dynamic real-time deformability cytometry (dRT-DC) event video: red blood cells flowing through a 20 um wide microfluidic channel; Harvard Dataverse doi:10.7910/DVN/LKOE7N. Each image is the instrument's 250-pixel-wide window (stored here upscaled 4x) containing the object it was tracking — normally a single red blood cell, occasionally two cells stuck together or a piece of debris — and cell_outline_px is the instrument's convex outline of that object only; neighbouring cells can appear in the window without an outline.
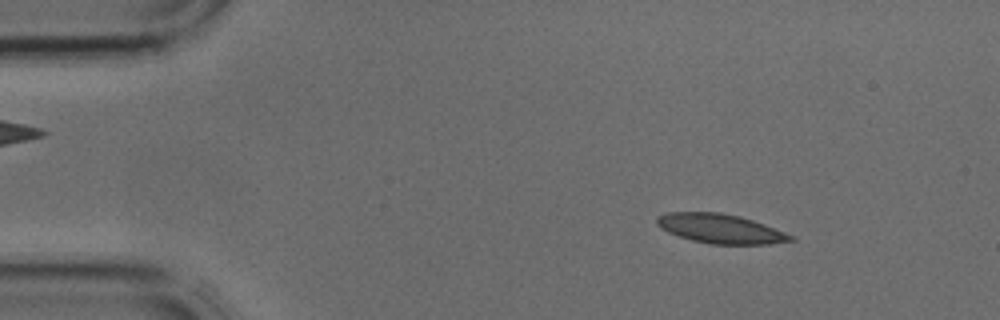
{"species": "common noctule bat (a hibernating species)", "species_latin": "Nyctalus noctula", "temperature_condition": "cold", "stored_images_in_passage": 4, "camera_frame_rate_fps": 3000, "um_per_image_px": 0.085, "animal": {"sex": "male", "body_mass_g": 17.9, "forearm_length_mm": 54.2}, "frame": {"image": 1, "passage_image": 2, "time_ms": 0.333, "image_size_px": [1000, 320], "cell_outline_px": [[796, 240], [768, 244], [712, 244], [692, 240], [668, 232], [660, 228], [656, 224], [656, 216], [668, 212], [720, 212], [740, 216], [764, 224], [796, 236]], "centroid_in_image_um": [61.24, 19.43], "position_along_channel_um": 23.8, "area_um2": 22.95}}
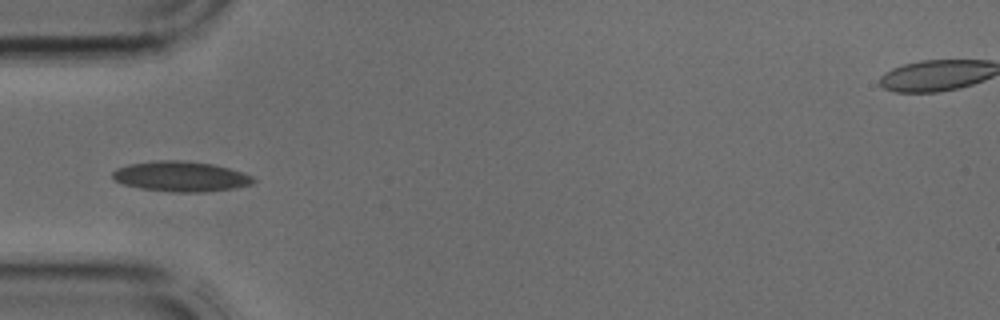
{"frame": {"image": 2, "passage_image": 4, "time_ms": 1.0, "image_size_px": [1000, 320], "cell_outline_px": [[256, 180], [252, 184], [232, 188], [200, 192], [172, 192], [144, 188], [124, 184], [116, 180], [112, 176], [112, 172], [116, 168], [128, 164], [156, 160], [180, 160], [212, 164], [244, 172], [252, 176]], "centroid_in_image_um": [15.37, 14.98], "position_along_channel_um": 69.6, "area_um2": 24.57}}